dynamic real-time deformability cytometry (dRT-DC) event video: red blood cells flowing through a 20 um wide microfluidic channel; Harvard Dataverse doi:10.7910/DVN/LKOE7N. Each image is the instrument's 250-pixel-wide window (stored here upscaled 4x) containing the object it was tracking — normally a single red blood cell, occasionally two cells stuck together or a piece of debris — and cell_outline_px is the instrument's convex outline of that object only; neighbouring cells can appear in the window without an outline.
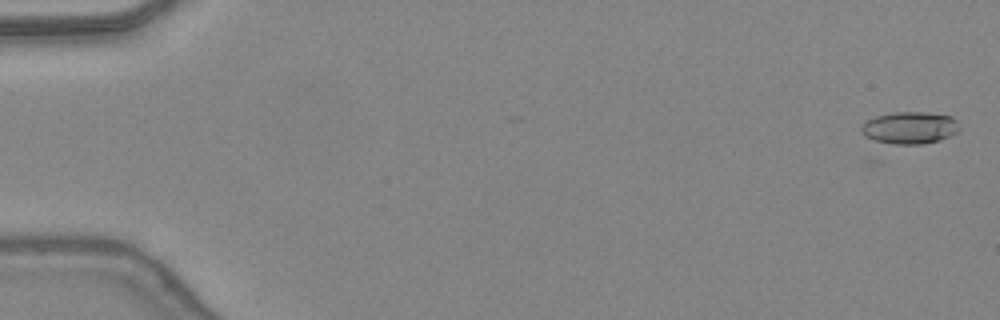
{"species": "common noctule bat (a hibernating species)", "species_latin": "Nyctalus noctula", "temperature_condition": "warm", "stored_images_in_passage": 47, "camera_frame_rate_fps": 3000, "um_per_image_px": 0.085, "animal": {"sex": "female", "body_mass_g": 24.6, "forearm_length_mm": 56.2}, "frame": {"image": 1, "passage_image": 1, "time_ms": 0.0, "image_size_px": [1000, 320], "cell_outline_px": [[960, 128], [956, 132], [940, 140], [924, 144], [892, 144], [872, 140], [864, 136], [860, 132], [860, 128], [868, 120], [876, 116], [892, 112], [928, 112], [952, 116], [956, 120]], "centroid_in_image_um": [77.31, 10.86], "position_along_channel_um": 7.7, "area_um2": 18.5}}
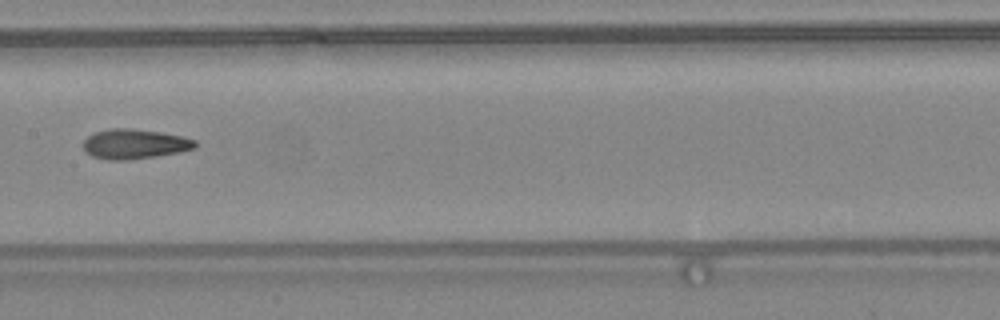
{"frame": {"image": 2, "passage_image": 25, "time_ms": 8.0, "image_size_px": [1000, 320], "cell_outline_px": [[196, 148], [180, 152], [156, 156], [128, 160], [108, 160], [92, 156], [84, 152], [84, 140], [92, 132], [112, 128], [132, 128], [160, 132], [180, 136], [196, 140]], "centroid_in_image_um": [11.41, 12.24], "position_along_channel_um": 196.0, "area_um2": 19.54}}
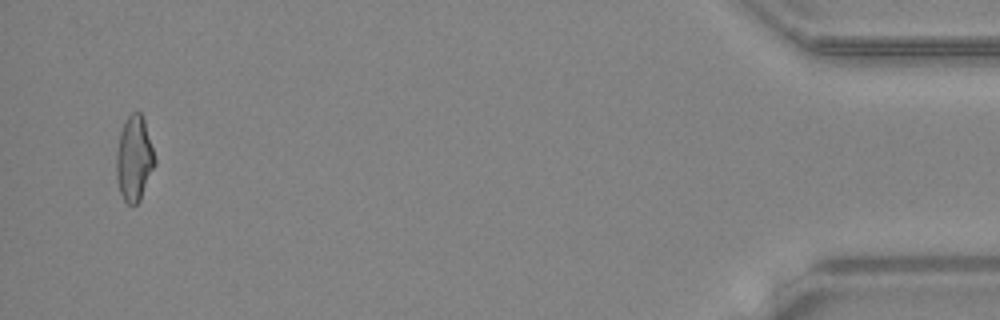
{"frame": {"image": 3, "passage_image": 46, "time_ms": 15.0, "image_size_px": [1000, 320], "cell_outline_px": [[156, 164], [140, 200], [132, 208], [124, 200], [120, 192], [116, 176], [116, 152], [120, 132], [124, 120], [132, 112], [140, 112], [144, 120], [156, 160]], "centroid_in_image_um": [11.4, 13.5], "position_along_channel_um": 423.8, "area_um2": 19.19}, "authors_computed_cell_mechanics": {"area_um2": 18.9006, "velocity_mm_per_s": 4.4324, "shape_relaxation_time_tau1_ms": 5.7954, "shape_relaxation_time_tau2_ms": 2.8319, "deformation_change_tau1": 0.2005, "deformation_change_tau2": 0.1258}}